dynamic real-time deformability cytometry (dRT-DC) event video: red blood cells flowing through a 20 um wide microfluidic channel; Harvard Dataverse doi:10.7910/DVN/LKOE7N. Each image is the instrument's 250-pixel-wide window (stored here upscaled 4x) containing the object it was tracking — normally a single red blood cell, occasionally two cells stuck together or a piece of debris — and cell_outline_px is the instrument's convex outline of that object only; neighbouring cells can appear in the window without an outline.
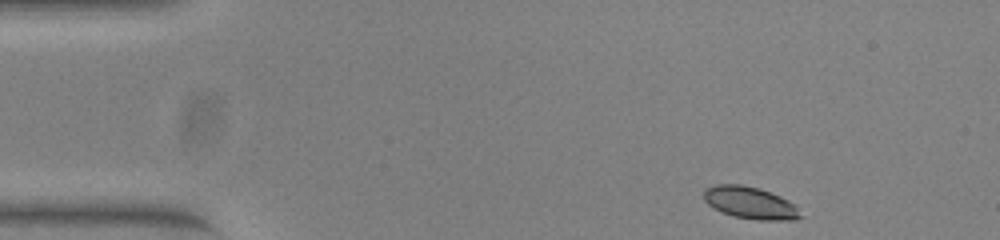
{"species": "common noctule bat (a hibernating species)", "species_latin": "Nyctalus noctula", "temperature_condition": "warm", "stored_images_in_passage": 47, "camera_frame_rate_fps": 3000, "um_per_image_px": 0.085, "animal": {"sex": "female", "body_mass_g": 23.0, "forearm_length_mm": 53.4}, "frame": {"image": 1, "passage_image": 1, "time_ms": 0.0, "image_size_px": [1000, 240], "cell_outline_px": [[804, 216], [796, 220], [756, 220], [732, 216], [708, 204], [704, 200], [704, 188], [716, 184], [740, 184], [760, 188], [780, 196], [796, 204]], "centroid_in_image_um": [63.82, 17.24], "position_along_channel_um": 21.2, "area_um2": 18.32}}
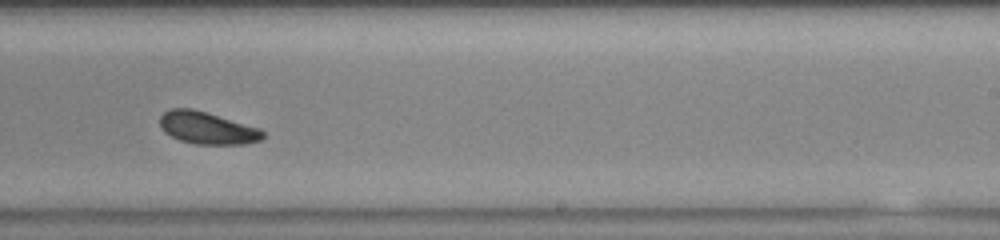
{"frame": {"image": 2, "passage_image": 27, "time_ms": 8.667, "image_size_px": [1000, 240], "cell_outline_px": [[264, 136], [260, 140], [244, 144], [196, 144], [180, 140], [164, 132], [160, 128], [160, 116], [168, 108], [192, 108], [260, 128], [264, 132]], "centroid_in_image_um": [17.58, 10.87], "position_along_channel_um": 271.4, "area_um2": 19.31}}
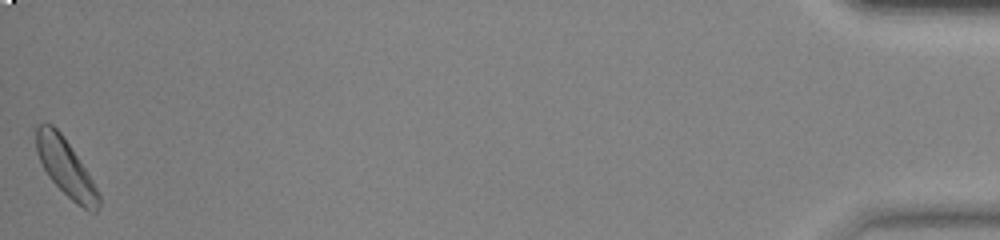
{"frame": {"image": 3, "passage_image": 47, "time_ms": 15.333, "image_size_px": [1000, 240], "cell_outline_px": [[100, 204], [96, 212], [88, 212], [76, 204], [48, 176], [36, 152], [32, 128], [40, 124], [52, 124], [60, 132], [92, 180], [100, 196]], "centroid_in_image_um": [5.53, 14.23], "position_along_channel_um": 429.7, "area_um2": 20.63}}